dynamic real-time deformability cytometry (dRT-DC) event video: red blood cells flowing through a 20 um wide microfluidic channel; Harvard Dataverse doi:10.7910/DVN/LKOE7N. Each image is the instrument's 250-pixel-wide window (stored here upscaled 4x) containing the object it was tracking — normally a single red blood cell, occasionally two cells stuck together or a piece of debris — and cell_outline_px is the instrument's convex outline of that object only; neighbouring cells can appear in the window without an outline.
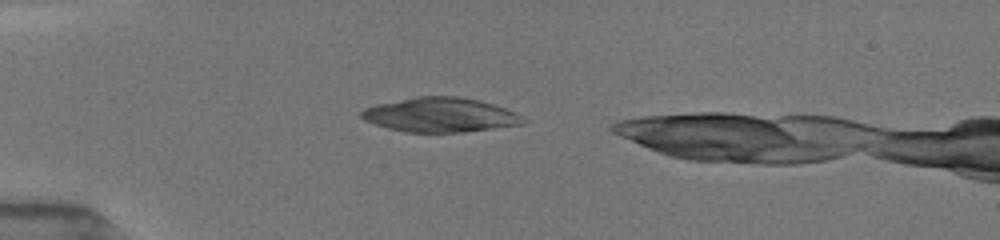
{"species": "common noctule bat (a hibernating species)", "species_latin": "Nyctalus noctula", "temperature_condition": "room temperature", "stored_images_in_passage": 35, "camera_frame_rate_fps": 3000, "um_per_image_px": 0.085, "animal": {"sex": "female", "body_mass_g": 19.5, "forearm_length_mm": 54.1}, "frame": {"image": 1, "passage_image": 3, "time_ms": 0.667, "image_size_px": [1000, 240], "cell_outline_px": [[528, 120], [524, 124], [464, 132], [404, 132], [388, 128], [364, 120], [360, 116], [360, 112], [364, 108], [376, 104], [416, 96], [456, 96], [476, 100], [492, 104], [516, 112]], "centroid_in_image_um": [37.41, 9.77], "position_along_channel_um": 47.6, "area_um2": 32.43}}